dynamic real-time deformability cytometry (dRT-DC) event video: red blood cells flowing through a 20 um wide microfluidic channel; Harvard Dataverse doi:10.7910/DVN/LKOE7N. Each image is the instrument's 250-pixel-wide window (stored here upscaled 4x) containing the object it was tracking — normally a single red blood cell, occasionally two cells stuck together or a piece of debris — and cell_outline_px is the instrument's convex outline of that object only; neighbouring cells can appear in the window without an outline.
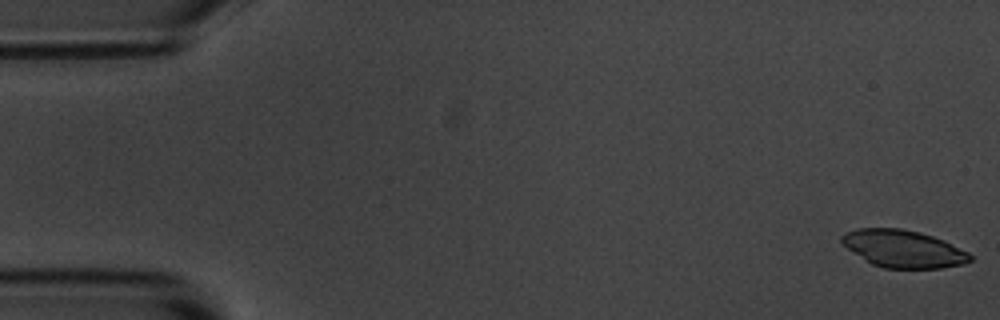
{"species": "common noctule bat (a hibernating species)", "species_latin": "Nyctalus noctula", "temperature_condition": "room temperature", "stored_images_in_passage": 6, "segment_of_instrument_passage": [1, 2], "camera_frame_rate_fps": 3000, "um_per_image_px": 0.085, "animal": {"sex": "male", "body_mass_g": 20.1, "forearm_length_mm": 53.5}, "frame": {"image": 1, "passage_image": 1, "time_ms": 0.0, "image_size_px": [1000, 320], "cell_outline_px": [[972, 260], [964, 264], [940, 268], [884, 268], [872, 264], [848, 248], [840, 240], [840, 236], [844, 232], [856, 228], [900, 228], [920, 232], [944, 240], [968, 252], [972, 256]], "centroid_in_image_um": [76.78, 21.13], "position_along_channel_um": 8.2, "area_um2": 27.92}}